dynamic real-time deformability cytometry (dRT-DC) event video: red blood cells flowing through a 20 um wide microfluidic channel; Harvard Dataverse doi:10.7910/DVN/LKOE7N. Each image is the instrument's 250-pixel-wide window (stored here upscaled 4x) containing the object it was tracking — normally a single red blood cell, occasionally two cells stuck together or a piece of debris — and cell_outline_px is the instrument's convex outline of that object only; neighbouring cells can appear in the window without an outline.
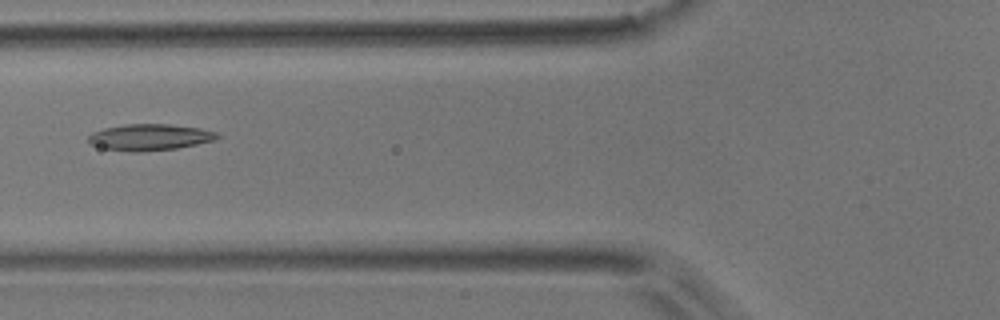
{"species": "common noctule bat (a hibernating species)", "species_latin": "Nyctalus noctula", "temperature_condition": "room temperature", "stored_images_in_passage": 3, "camera_frame_rate_fps": 3000, "um_per_image_px": 0.085, "animal": {"sex": "male", "body_mass_g": 17.9}, "frame": {"image": 1, "passage_image": 3, "time_ms": 2.333, "image_size_px": [1000, 320], "cell_outline_px": [[220, 136], [216, 140], [176, 148], [140, 152], [132, 152], [100, 148], [88, 144], [88, 136], [92, 132], [104, 128], [124, 124], [168, 124], [200, 128], [216, 132]], "centroid_in_image_um": [12.68, 11.66], "position_along_channel_um": 113.1, "area_um2": 19.94}}